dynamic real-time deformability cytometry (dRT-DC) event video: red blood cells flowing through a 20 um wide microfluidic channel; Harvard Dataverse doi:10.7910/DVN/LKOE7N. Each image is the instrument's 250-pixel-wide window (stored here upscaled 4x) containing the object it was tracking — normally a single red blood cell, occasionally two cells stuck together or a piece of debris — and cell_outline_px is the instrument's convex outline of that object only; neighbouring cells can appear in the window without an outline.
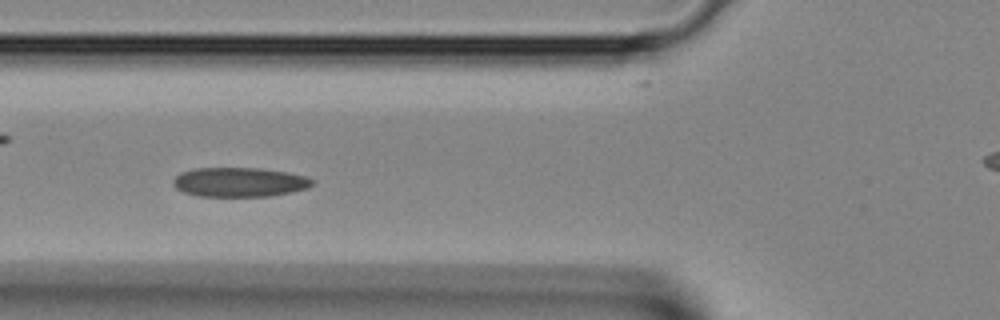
{"species": "Egyptian fruit bat (a non-hibernating species)", "species_latin": "Rousettus aegyptiacus", "temperature_condition": "room temperature", "stored_images_in_passage": 32, "camera_frame_rate_fps": 3000, "um_per_image_px": 0.085, "animal": {"sex": "female"}, "frame": {"image": 1, "passage_image": 12, "time_ms": 3.667, "image_size_px": [1000, 320], "cell_outline_px": [[316, 180], [308, 188], [292, 192], [272, 196], [196, 196], [184, 192], [176, 188], [172, 184], [172, 180], [180, 172], [192, 168], [260, 168], [288, 172], [304, 176]], "centroid_in_image_um": [20.34, 15.48], "position_along_channel_um": 105.5, "area_um2": 24.04}}
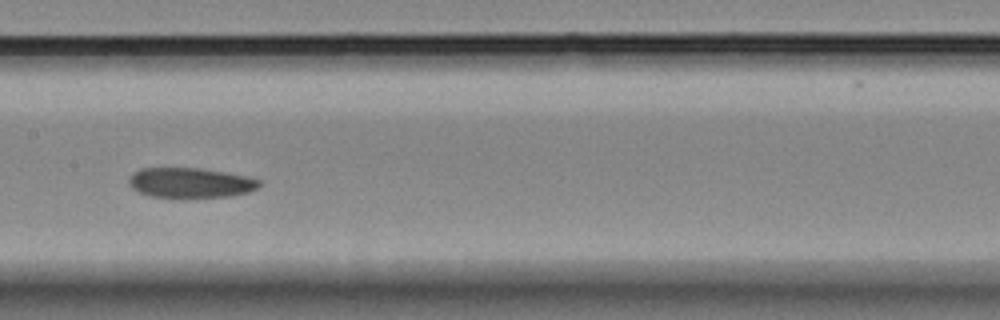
{"frame": {"image": 2, "passage_image": 17, "time_ms": 5.333, "image_size_px": [1000, 320], "cell_outline_px": [[260, 184], [256, 188], [248, 192], [232, 196], [184, 200], [152, 196], [140, 192], [132, 188], [128, 184], [128, 180], [132, 172], [140, 168], [200, 168], [248, 176], [260, 180]], "centroid_in_image_um": [16.16, 15.57], "position_along_channel_um": 191.2, "area_um2": 23.58}}
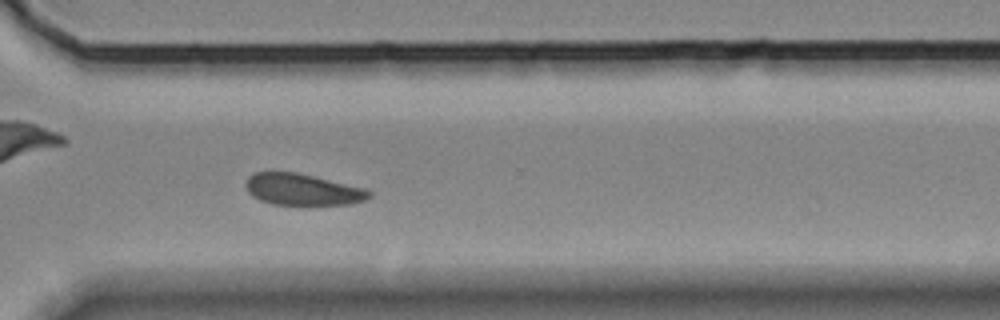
{"frame": {"image": 3, "passage_image": 26, "time_ms": 8.333, "image_size_px": [1000, 320], "cell_outline_px": [[372, 196], [368, 200], [352, 204], [272, 204], [260, 200], [252, 196], [248, 192], [244, 184], [248, 176], [252, 172], [296, 172], [364, 188], [372, 192]], "centroid_in_image_um": [25.7, 16.1], "position_along_channel_um": 344.9, "area_um2": 22.66}}